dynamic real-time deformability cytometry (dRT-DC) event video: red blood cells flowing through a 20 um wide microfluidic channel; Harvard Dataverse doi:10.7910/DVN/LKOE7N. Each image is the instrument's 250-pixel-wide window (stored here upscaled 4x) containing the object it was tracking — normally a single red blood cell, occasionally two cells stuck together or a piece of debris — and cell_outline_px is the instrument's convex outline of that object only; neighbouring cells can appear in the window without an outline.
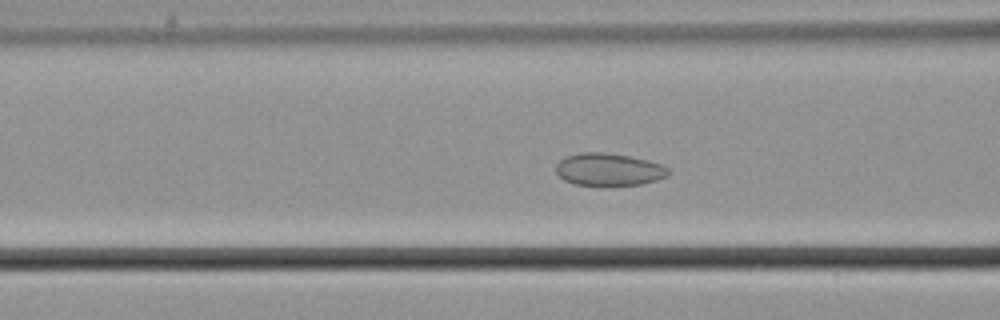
{"species": "common noctule bat (a hibernating species)", "species_latin": "Nyctalus noctula", "temperature_condition": "cold", "stored_images_in_passage": 38, "camera_frame_rate_fps": 3000, "um_per_image_px": 0.085, "animal": {"sex": "male", "body_mass_g": 21.5, "forearm_length_mm": 52.0}, "frame": {"image": 1, "passage_image": 4, "time_ms": 1.0, "image_size_px": [1000, 320], "cell_outline_px": [[672, 172], [668, 176], [644, 184], [604, 188], [600, 188], [576, 184], [564, 180], [556, 172], [556, 164], [560, 160], [568, 156], [580, 152], [604, 152], [628, 156], [648, 160], [660, 164], [668, 168]], "centroid_in_image_um": [51.77, 14.45], "position_along_channel_um": 114.8, "area_um2": 22.02}}
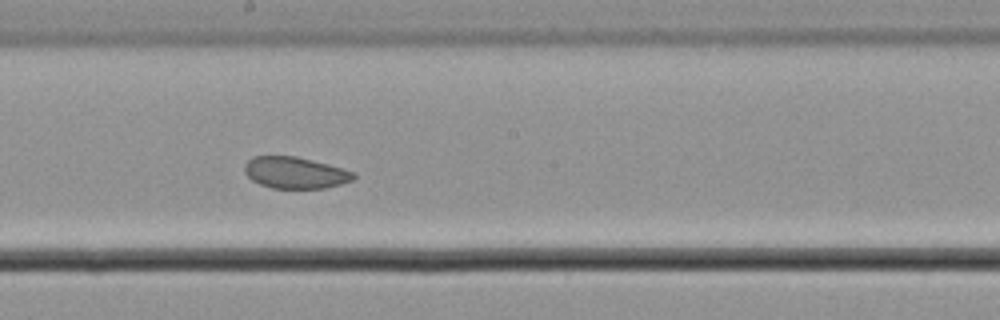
{"frame": {"image": 2, "passage_image": 13, "time_ms": 4.0, "image_size_px": [1000, 320], "cell_outline_px": [[356, 176], [352, 180], [340, 184], [324, 188], [272, 188], [260, 184], [252, 180], [244, 172], [244, 164], [252, 156], [296, 156], [328, 164], [352, 172]], "centroid_in_image_um": [25.04, 14.67], "position_along_channel_um": 223.2, "area_um2": 19.88}}
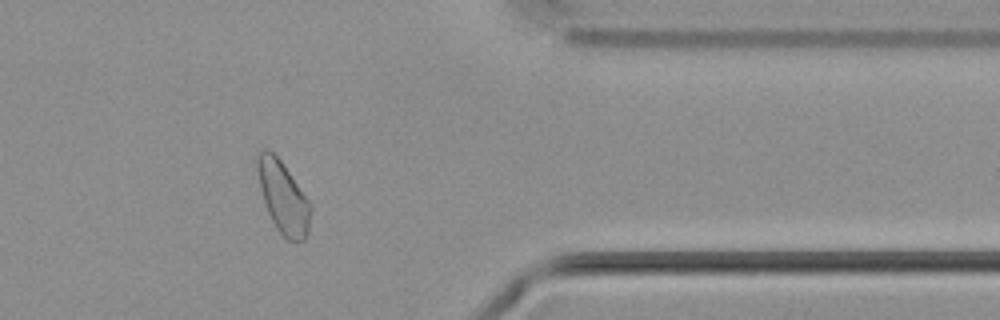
{"frame": {"image": 3, "passage_image": 28, "time_ms": 9.0, "image_size_px": [1000, 320], "cell_outline_px": [[312, 208], [308, 232], [304, 240], [288, 240], [276, 228], [268, 212], [260, 188], [256, 168], [256, 156], [264, 148], [272, 152], [280, 160], [312, 204]], "centroid_in_image_um": [24.07, 16.76], "position_along_channel_um": 387.3, "area_um2": 22.08}}